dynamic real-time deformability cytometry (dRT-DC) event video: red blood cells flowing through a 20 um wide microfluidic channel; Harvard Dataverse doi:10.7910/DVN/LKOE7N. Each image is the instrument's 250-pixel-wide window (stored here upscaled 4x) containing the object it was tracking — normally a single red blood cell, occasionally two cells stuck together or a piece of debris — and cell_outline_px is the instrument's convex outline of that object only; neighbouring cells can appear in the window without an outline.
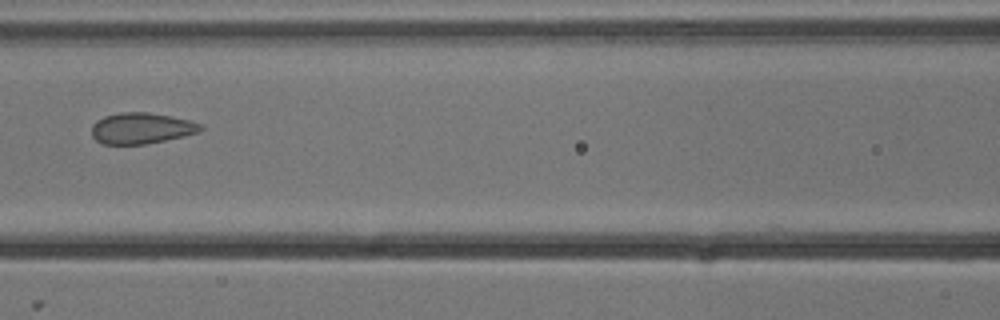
{"species": "common noctule bat (a hibernating species)", "species_latin": "Nyctalus noctula", "temperature_condition": "cold", "stored_images_in_passage": 9, "camera_frame_rate_fps": 3000, "um_per_image_px": 0.085, "animal": {"sex": "male", "body_mass_g": 13.3}, "frame": {"image": 1, "passage_image": 7, "time_ms": 2.0, "image_size_px": [1000, 320], "cell_outline_px": [[204, 128], [200, 132], [184, 136], [144, 144], [104, 144], [96, 140], [92, 136], [92, 124], [96, 120], [104, 116], [120, 112], [148, 112], [172, 116], [204, 124]], "centroid_in_image_um": [12.03, 10.89], "position_along_channel_um": 154.6, "area_um2": 19.83}}
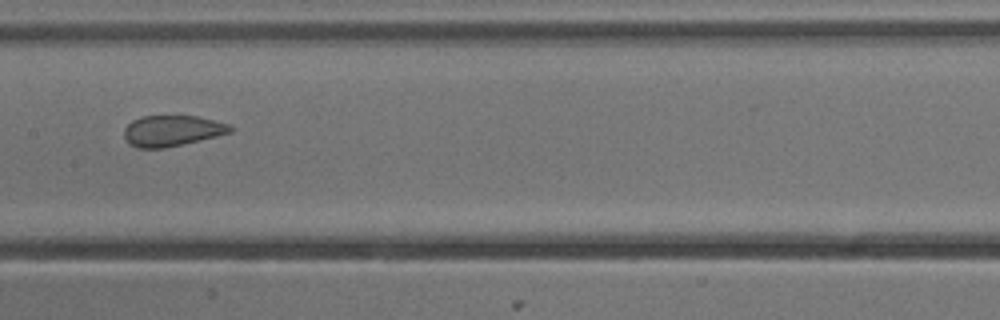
{"frame": {"image": 2, "passage_image": 8, "time_ms": 2.333, "image_size_px": [1000, 320], "cell_outline_px": [[232, 132], [184, 144], [164, 148], [136, 148], [128, 144], [124, 136], [124, 128], [132, 120], [140, 116], [196, 116], [232, 124]], "centroid_in_image_um": [14.61, 11.12], "position_along_channel_um": 192.8, "area_um2": 19.25}}
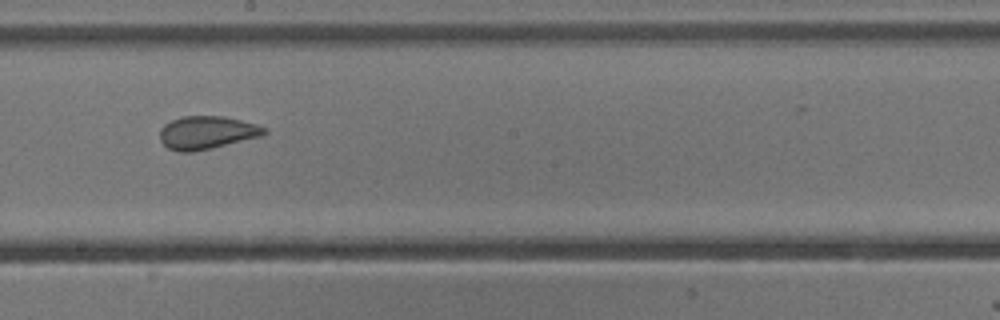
{"frame": {"image": 3, "passage_image": 9, "time_ms": 2.667, "image_size_px": [1000, 320], "cell_outline_px": [[268, 132], [260, 136], [212, 148], [192, 152], [180, 152], [168, 148], [160, 140], [160, 128], [164, 124], [172, 120], [184, 116], [224, 116], [256, 124], [268, 128]], "centroid_in_image_um": [17.58, 11.27], "position_along_channel_um": 230.6, "area_um2": 20.06}}